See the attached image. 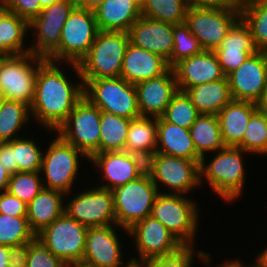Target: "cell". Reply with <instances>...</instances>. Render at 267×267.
Segmentation results:
<instances>
[{
  "mask_svg": "<svg viewBox=\"0 0 267 267\" xmlns=\"http://www.w3.org/2000/svg\"><path fill=\"white\" fill-rule=\"evenodd\" d=\"M258 49L253 43L248 25L240 17L230 28L220 46L214 50L225 76L236 70Z\"/></svg>",
  "mask_w": 267,
  "mask_h": 267,
  "instance_id": "603a6c76",
  "label": "cell"
},
{
  "mask_svg": "<svg viewBox=\"0 0 267 267\" xmlns=\"http://www.w3.org/2000/svg\"><path fill=\"white\" fill-rule=\"evenodd\" d=\"M76 7L75 0H58L45 7L40 14L29 23L30 52L47 59L58 47L62 28L69 14Z\"/></svg>",
  "mask_w": 267,
  "mask_h": 267,
  "instance_id": "9a60e30c",
  "label": "cell"
},
{
  "mask_svg": "<svg viewBox=\"0 0 267 267\" xmlns=\"http://www.w3.org/2000/svg\"><path fill=\"white\" fill-rule=\"evenodd\" d=\"M29 33V23L17 14L8 12L0 22V57L30 52V46H26Z\"/></svg>",
  "mask_w": 267,
  "mask_h": 267,
  "instance_id": "4dcf8cb0",
  "label": "cell"
},
{
  "mask_svg": "<svg viewBox=\"0 0 267 267\" xmlns=\"http://www.w3.org/2000/svg\"><path fill=\"white\" fill-rule=\"evenodd\" d=\"M196 245H182L175 252L160 257L146 258L140 261V267H195L196 255L201 263L206 267L212 263V254L203 249L197 250Z\"/></svg>",
  "mask_w": 267,
  "mask_h": 267,
  "instance_id": "e575fe53",
  "label": "cell"
},
{
  "mask_svg": "<svg viewBox=\"0 0 267 267\" xmlns=\"http://www.w3.org/2000/svg\"><path fill=\"white\" fill-rule=\"evenodd\" d=\"M192 196L158 193L151 216L159 220L183 245H197L200 206ZM196 244H195V243Z\"/></svg>",
  "mask_w": 267,
  "mask_h": 267,
  "instance_id": "277c9868",
  "label": "cell"
},
{
  "mask_svg": "<svg viewBox=\"0 0 267 267\" xmlns=\"http://www.w3.org/2000/svg\"><path fill=\"white\" fill-rule=\"evenodd\" d=\"M130 121L114 114L101 113L99 153L124 151Z\"/></svg>",
  "mask_w": 267,
  "mask_h": 267,
  "instance_id": "836d02e7",
  "label": "cell"
},
{
  "mask_svg": "<svg viewBox=\"0 0 267 267\" xmlns=\"http://www.w3.org/2000/svg\"><path fill=\"white\" fill-rule=\"evenodd\" d=\"M4 100H5V97L0 93V109H1V106Z\"/></svg>",
  "mask_w": 267,
  "mask_h": 267,
  "instance_id": "94428289",
  "label": "cell"
},
{
  "mask_svg": "<svg viewBox=\"0 0 267 267\" xmlns=\"http://www.w3.org/2000/svg\"><path fill=\"white\" fill-rule=\"evenodd\" d=\"M26 267H68L36 237L29 242Z\"/></svg>",
  "mask_w": 267,
  "mask_h": 267,
  "instance_id": "ee69618b",
  "label": "cell"
},
{
  "mask_svg": "<svg viewBox=\"0 0 267 267\" xmlns=\"http://www.w3.org/2000/svg\"><path fill=\"white\" fill-rule=\"evenodd\" d=\"M257 109L267 116V87L260 99L256 102Z\"/></svg>",
  "mask_w": 267,
  "mask_h": 267,
  "instance_id": "9f6ffc18",
  "label": "cell"
},
{
  "mask_svg": "<svg viewBox=\"0 0 267 267\" xmlns=\"http://www.w3.org/2000/svg\"><path fill=\"white\" fill-rule=\"evenodd\" d=\"M200 114L217 113L231 100L228 79L207 82L187 88L184 91Z\"/></svg>",
  "mask_w": 267,
  "mask_h": 267,
  "instance_id": "f1b7e54d",
  "label": "cell"
},
{
  "mask_svg": "<svg viewBox=\"0 0 267 267\" xmlns=\"http://www.w3.org/2000/svg\"><path fill=\"white\" fill-rule=\"evenodd\" d=\"M189 130L195 149L202 159H208V154L225 147L217 115L200 114Z\"/></svg>",
  "mask_w": 267,
  "mask_h": 267,
  "instance_id": "1f68e13d",
  "label": "cell"
},
{
  "mask_svg": "<svg viewBox=\"0 0 267 267\" xmlns=\"http://www.w3.org/2000/svg\"><path fill=\"white\" fill-rule=\"evenodd\" d=\"M9 12L17 14L30 23L36 18L42 8L39 0H6Z\"/></svg>",
  "mask_w": 267,
  "mask_h": 267,
  "instance_id": "f6af8a7d",
  "label": "cell"
},
{
  "mask_svg": "<svg viewBox=\"0 0 267 267\" xmlns=\"http://www.w3.org/2000/svg\"><path fill=\"white\" fill-rule=\"evenodd\" d=\"M52 141L44 147L41 176L44 188L61 191L65 194L73 192L81 169V158L89 160L72 144L65 142L54 132ZM80 168V170H79ZM79 170V171H78ZM74 186V187H73Z\"/></svg>",
  "mask_w": 267,
  "mask_h": 267,
  "instance_id": "5b68a950",
  "label": "cell"
},
{
  "mask_svg": "<svg viewBox=\"0 0 267 267\" xmlns=\"http://www.w3.org/2000/svg\"><path fill=\"white\" fill-rule=\"evenodd\" d=\"M104 0H75L76 7L94 11Z\"/></svg>",
  "mask_w": 267,
  "mask_h": 267,
  "instance_id": "816d5d0a",
  "label": "cell"
},
{
  "mask_svg": "<svg viewBox=\"0 0 267 267\" xmlns=\"http://www.w3.org/2000/svg\"><path fill=\"white\" fill-rule=\"evenodd\" d=\"M158 193L147 171L138 179L112 190L116 225L128 230L150 216Z\"/></svg>",
  "mask_w": 267,
  "mask_h": 267,
  "instance_id": "9c48e42d",
  "label": "cell"
},
{
  "mask_svg": "<svg viewBox=\"0 0 267 267\" xmlns=\"http://www.w3.org/2000/svg\"><path fill=\"white\" fill-rule=\"evenodd\" d=\"M9 12L6 0H0V22L3 17Z\"/></svg>",
  "mask_w": 267,
  "mask_h": 267,
  "instance_id": "6f0895ef",
  "label": "cell"
},
{
  "mask_svg": "<svg viewBox=\"0 0 267 267\" xmlns=\"http://www.w3.org/2000/svg\"><path fill=\"white\" fill-rule=\"evenodd\" d=\"M211 155L210 161L201 159L200 162L201 187L207 183L214 195L225 203L238 201L243 196L248 175L244 157L251 154L239 147L225 146Z\"/></svg>",
  "mask_w": 267,
  "mask_h": 267,
  "instance_id": "7a4b0ae2",
  "label": "cell"
},
{
  "mask_svg": "<svg viewBox=\"0 0 267 267\" xmlns=\"http://www.w3.org/2000/svg\"><path fill=\"white\" fill-rule=\"evenodd\" d=\"M11 174L0 163V193L8 190Z\"/></svg>",
  "mask_w": 267,
  "mask_h": 267,
  "instance_id": "f5cc1de1",
  "label": "cell"
},
{
  "mask_svg": "<svg viewBox=\"0 0 267 267\" xmlns=\"http://www.w3.org/2000/svg\"><path fill=\"white\" fill-rule=\"evenodd\" d=\"M200 162L155 152L146 161V171L159 193L188 196L200 190Z\"/></svg>",
  "mask_w": 267,
  "mask_h": 267,
  "instance_id": "8992f818",
  "label": "cell"
},
{
  "mask_svg": "<svg viewBox=\"0 0 267 267\" xmlns=\"http://www.w3.org/2000/svg\"><path fill=\"white\" fill-rule=\"evenodd\" d=\"M0 213L9 216H27V204L8 191L0 193Z\"/></svg>",
  "mask_w": 267,
  "mask_h": 267,
  "instance_id": "bcb514c9",
  "label": "cell"
},
{
  "mask_svg": "<svg viewBox=\"0 0 267 267\" xmlns=\"http://www.w3.org/2000/svg\"><path fill=\"white\" fill-rule=\"evenodd\" d=\"M29 255V243L9 247V267H26Z\"/></svg>",
  "mask_w": 267,
  "mask_h": 267,
  "instance_id": "681fc988",
  "label": "cell"
},
{
  "mask_svg": "<svg viewBox=\"0 0 267 267\" xmlns=\"http://www.w3.org/2000/svg\"><path fill=\"white\" fill-rule=\"evenodd\" d=\"M9 247L0 245V267H9Z\"/></svg>",
  "mask_w": 267,
  "mask_h": 267,
  "instance_id": "11a10c76",
  "label": "cell"
},
{
  "mask_svg": "<svg viewBox=\"0 0 267 267\" xmlns=\"http://www.w3.org/2000/svg\"><path fill=\"white\" fill-rule=\"evenodd\" d=\"M85 188L65 195V212L87 227L116 225L112 191L96 185Z\"/></svg>",
  "mask_w": 267,
  "mask_h": 267,
  "instance_id": "4fadbf2b",
  "label": "cell"
},
{
  "mask_svg": "<svg viewBox=\"0 0 267 267\" xmlns=\"http://www.w3.org/2000/svg\"><path fill=\"white\" fill-rule=\"evenodd\" d=\"M129 42L126 32L99 30L88 53L77 64L83 85L92 79L120 77Z\"/></svg>",
  "mask_w": 267,
  "mask_h": 267,
  "instance_id": "3957f363",
  "label": "cell"
},
{
  "mask_svg": "<svg viewBox=\"0 0 267 267\" xmlns=\"http://www.w3.org/2000/svg\"><path fill=\"white\" fill-rule=\"evenodd\" d=\"M239 18L240 12L230 9L189 5L184 22L203 50L214 51Z\"/></svg>",
  "mask_w": 267,
  "mask_h": 267,
  "instance_id": "5bb4252c",
  "label": "cell"
},
{
  "mask_svg": "<svg viewBox=\"0 0 267 267\" xmlns=\"http://www.w3.org/2000/svg\"><path fill=\"white\" fill-rule=\"evenodd\" d=\"M117 231H121L122 236L124 232L128 235V230L117 225L88 227L85 252L79 267H123L128 261L123 260V243Z\"/></svg>",
  "mask_w": 267,
  "mask_h": 267,
  "instance_id": "e0dca14e",
  "label": "cell"
},
{
  "mask_svg": "<svg viewBox=\"0 0 267 267\" xmlns=\"http://www.w3.org/2000/svg\"><path fill=\"white\" fill-rule=\"evenodd\" d=\"M246 0H189V5L198 7L225 8L241 13Z\"/></svg>",
  "mask_w": 267,
  "mask_h": 267,
  "instance_id": "7dc6e473",
  "label": "cell"
},
{
  "mask_svg": "<svg viewBox=\"0 0 267 267\" xmlns=\"http://www.w3.org/2000/svg\"><path fill=\"white\" fill-rule=\"evenodd\" d=\"M217 267H255L254 262H252L251 264H246L245 262H243L242 259H230L227 258V260H224V262H222L221 264L219 263L218 265H216Z\"/></svg>",
  "mask_w": 267,
  "mask_h": 267,
  "instance_id": "f907efd6",
  "label": "cell"
},
{
  "mask_svg": "<svg viewBox=\"0 0 267 267\" xmlns=\"http://www.w3.org/2000/svg\"><path fill=\"white\" fill-rule=\"evenodd\" d=\"M169 68L167 60L162 56L129 42L123 58L120 77L129 83L136 84L160 76Z\"/></svg>",
  "mask_w": 267,
  "mask_h": 267,
  "instance_id": "cb8c5ba5",
  "label": "cell"
},
{
  "mask_svg": "<svg viewBox=\"0 0 267 267\" xmlns=\"http://www.w3.org/2000/svg\"><path fill=\"white\" fill-rule=\"evenodd\" d=\"M84 96L102 112L127 119L141 116L135 84L122 77L92 79L84 86Z\"/></svg>",
  "mask_w": 267,
  "mask_h": 267,
  "instance_id": "30bf717a",
  "label": "cell"
},
{
  "mask_svg": "<svg viewBox=\"0 0 267 267\" xmlns=\"http://www.w3.org/2000/svg\"><path fill=\"white\" fill-rule=\"evenodd\" d=\"M123 267H140V261L129 259L128 262L124 264Z\"/></svg>",
  "mask_w": 267,
  "mask_h": 267,
  "instance_id": "91938a15",
  "label": "cell"
},
{
  "mask_svg": "<svg viewBox=\"0 0 267 267\" xmlns=\"http://www.w3.org/2000/svg\"><path fill=\"white\" fill-rule=\"evenodd\" d=\"M65 195L58 190L43 188L27 204V221L35 235L65 212Z\"/></svg>",
  "mask_w": 267,
  "mask_h": 267,
  "instance_id": "4316f807",
  "label": "cell"
},
{
  "mask_svg": "<svg viewBox=\"0 0 267 267\" xmlns=\"http://www.w3.org/2000/svg\"><path fill=\"white\" fill-rule=\"evenodd\" d=\"M33 122L30 106L5 99L0 109V142H10L26 133L24 126Z\"/></svg>",
  "mask_w": 267,
  "mask_h": 267,
  "instance_id": "d6a6232c",
  "label": "cell"
},
{
  "mask_svg": "<svg viewBox=\"0 0 267 267\" xmlns=\"http://www.w3.org/2000/svg\"><path fill=\"white\" fill-rule=\"evenodd\" d=\"M138 108L142 117L159 118L178 92L173 68L164 74L135 84Z\"/></svg>",
  "mask_w": 267,
  "mask_h": 267,
  "instance_id": "ffe728a7",
  "label": "cell"
},
{
  "mask_svg": "<svg viewBox=\"0 0 267 267\" xmlns=\"http://www.w3.org/2000/svg\"><path fill=\"white\" fill-rule=\"evenodd\" d=\"M98 31L94 11L75 7L63 25L59 47L47 60L78 64L88 53Z\"/></svg>",
  "mask_w": 267,
  "mask_h": 267,
  "instance_id": "ba28073f",
  "label": "cell"
},
{
  "mask_svg": "<svg viewBox=\"0 0 267 267\" xmlns=\"http://www.w3.org/2000/svg\"><path fill=\"white\" fill-rule=\"evenodd\" d=\"M139 5H143V3L145 2V0H135Z\"/></svg>",
  "mask_w": 267,
  "mask_h": 267,
  "instance_id": "6125c7cd",
  "label": "cell"
},
{
  "mask_svg": "<svg viewBox=\"0 0 267 267\" xmlns=\"http://www.w3.org/2000/svg\"><path fill=\"white\" fill-rule=\"evenodd\" d=\"M226 77L233 100L256 103L267 87V52L256 51Z\"/></svg>",
  "mask_w": 267,
  "mask_h": 267,
  "instance_id": "d6986e66",
  "label": "cell"
},
{
  "mask_svg": "<svg viewBox=\"0 0 267 267\" xmlns=\"http://www.w3.org/2000/svg\"><path fill=\"white\" fill-rule=\"evenodd\" d=\"M262 251L257 252L256 258L254 260L255 267H267V245L265 248L261 249Z\"/></svg>",
  "mask_w": 267,
  "mask_h": 267,
  "instance_id": "db71d44e",
  "label": "cell"
},
{
  "mask_svg": "<svg viewBox=\"0 0 267 267\" xmlns=\"http://www.w3.org/2000/svg\"><path fill=\"white\" fill-rule=\"evenodd\" d=\"M157 153L169 156L201 161L197 153L190 130L157 118Z\"/></svg>",
  "mask_w": 267,
  "mask_h": 267,
  "instance_id": "484cf974",
  "label": "cell"
},
{
  "mask_svg": "<svg viewBox=\"0 0 267 267\" xmlns=\"http://www.w3.org/2000/svg\"><path fill=\"white\" fill-rule=\"evenodd\" d=\"M94 13L100 31L126 33L142 16L141 5L135 0H104Z\"/></svg>",
  "mask_w": 267,
  "mask_h": 267,
  "instance_id": "d4e9b609",
  "label": "cell"
},
{
  "mask_svg": "<svg viewBox=\"0 0 267 267\" xmlns=\"http://www.w3.org/2000/svg\"><path fill=\"white\" fill-rule=\"evenodd\" d=\"M128 236L137 257L129 259L141 261L146 258L160 257L175 252L183 244L157 219L151 215L140 220L128 229ZM132 238V239H131Z\"/></svg>",
  "mask_w": 267,
  "mask_h": 267,
  "instance_id": "ac0fdd59",
  "label": "cell"
},
{
  "mask_svg": "<svg viewBox=\"0 0 267 267\" xmlns=\"http://www.w3.org/2000/svg\"><path fill=\"white\" fill-rule=\"evenodd\" d=\"M58 0H39L41 8L51 6L53 3H56Z\"/></svg>",
  "mask_w": 267,
  "mask_h": 267,
  "instance_id": "680465c9",
  "label": "cell"
},
{
  "mask_svg": "<svg viewBox=\"0 0 267 267\" xmlns=\"http://www.w3.org/2000/svg\"><path fill=\"white\" fill-rule=\"evenodd\" d=\"M27 135L14 139V164L18 172H41L44 148Z\"/></svg>",
  "mask_w": 267,
  "mask_h": 267,
  "instance_id": "f35d334b",
  "label": "cell"
},
{
  "mask_svg": "<svg viewBox=\"0 0 267 267\" xmlns=\"http://www.w3.org/2000/svg\"><path fill=\"white\" fill-rule=\"evenodd\" d=\"M256 110L254 102L232 99L217 113L225 146L236 147L243 140L250 117Z\"/></svg>",
  "mask_w": 267,
  "mask_h": 267,
  "instance_id": "83f0119b",
  "label": "cell"
},
{
  "mask_svg": "<svg viewBox=\"0 0 267 267\" xmlns=\"http://www.w3.org/2000/svg\"><path fill=\"white\" fill-rule=\"evenodd\" d=\"M35 237L26 216L16 217L0 213V245L12 247L27 244Z\"/></svg>",
  "mask_w": 267,
  "mask_h": 267,
  "instance_id": "ab89813d",
  "label": "cell"
},
{
  "mask_svg": "<svg viewBox=\"0 0 267 267\" xmlns=\"http://www.w3.org/2000/svg\"><path fill=\"white\" fill-rule=\"evenodd\" d=\"M259 157L267 156V116L258 109L251 115L243 140L236 146Z\"/></svg>",
  "mask_w": 267,
  "mask_h": 267,
  "instance_id": "74e56055",
  "label": "cell"
},
{
  "mask_svg": "<svg viewBox=\"0 0 267 267\" xmlns=\"http://www.w3.org/2000/svg\"><path fill=\"white\" fill-rule=\"evenodd\" d=\"M46 60L31 52L0 57V93L7 100L31 106L37 72Z\"/></svg>",
  "mask_w": 267,
  "mask_h": 267,
  "instance_id": "52a82bcc",
  "label": "cell"
},
{
  "mask_svg": "<svg viewBox=\"0 0 267 267\" xmlns=\"http://www.w3.org/2000/svg\"><path fill=\"white\" fill-rule=\"evenodd\" d=\"M87 162L101 173L98 177L101 184L97 183L96 186L110 191L138 179L146 172V160L126 151L97 153Z\"/></svg>",
  "mask_w": 267,
  "mask_h": 267,
  "instance_id": "2e32d148",
  "label": "cell"
},
{
  "mask_svg": "<svg viewBox=\"0 0 267 267\" xmlns=\"http://www.w3.org/2000/svg\"><path fill=\"white\" fill-rule=\"evenodd\" d=\"M157 118L131 119L124 151L139 155L146 161L156 152Z\"/></svg>",
  "mask_w": 267,
  "mask_h": 267,
  "instance_id": "f546056e",
  "label": "cell"
},
{
  "mask_svg": "<svg viewBox=\"0 0 267 267\" xmlns=\"http://www.w3.org/2000/svg\"><path fill=\"white\" fill-rule=\"evenodd\" d=\"M189 0H145L142 16L170 24L184 23Z\"/></svg>",
  "mask_w": 267,
  "mask_h": 267,
  "instance_id": "8d00e7d4",
  "label": "cell"
},
{
  "mask_svg": "<svg viewBox=\"0 0 267 267\" xmlns=\"http://www.w3.org/2000/svg\"><path fill=\"white\" fill-rule=\"evenodd\" d=\"M43 188L44 184L40 172L24 171L10 176L7 191L28 204Z\"/></svg>",
  "mask_w": 267,
  "mask_h": 267,
  "instance_id": "7bdbcfd3",
  "label": "cell"
},
{
  "mask_svg": "<svg viewBox=\"0 0 267 267\" xmlns=\"http://www.w3.org/2000/svg\"><path fill=\"white\" fill-rule=\"evenodd\" d=\"M71 69L72 76H76L77 80L75 77L72 80L71 74L66 73ZM83 96L84 85L77 64L46 60L37 72L34 100L30 106L31 117L36 126L53 135Z\"/></svg>",
  "mask_w": 267,
  "mask_h": 267,
  "instance_id": "6da1fadb",
  "label": "cell"
},
{
  "mask_svg": "<svg viewBox=\"0 0 267 267\" xmlns=\"http://www.w3.org/2000/svg\"><path fill=\"white\" fill-rule=\"evenodd\" d=\"M129 41L167 61L173 51V24L141 16L129 31Z\"/></svg>",
  "mask_w": 267,
  "mask_h": 267,
  "instance_id": "44dd1931",
  "label": "cell"
},
{
  "mask_svg": "<svg viewBox=\"0 0 267 267\" xmlns=\"http://www.w3.org/2000/svg\"><path fill=\"white\" fill-rule=\"evenodd\" d=\"M173 43V51L167 61L170 68H173L181 60L203 51L198 39L185 22L173 25Z\"/></svg>",
  "mask_w": 267,
  "mask_h": 267,
  "instance_id": "b9f144b4",
  "label": "cell"
},
{
  "mask_svg": "<svg viewBox=\"0 0 267 267\" xmlns=\"http://www.w3.org/2000/svg\"><path fill=\"white\" fill-rule=\"evenodd\" d=\"M200 115L185 92L178 91L171 99L161 118L182 128L190 129Z\"/></svg>",
  "mask_w": 267,
  "mask_h": 267,
  "instance_id": "60d3db41",
  "label": "cell"
},
{
  "mask_svg": "<svg viewBox=\"0 0 267 267\" xmlns=\"http://www.w3.org/2000/svg\"><path fill=\"white\" fill-rule=\"evenodd\" d=\"M240 17L248 25L255 47L267 52V0H246Z\"/></svg>",
  "mask_w": 267,
  "mask_h": 267,
  "instance_id": "d590c367",
  "label": "cell"
},
{
  "mask_svg": "<svg viewBox=\"0 0 267 267\" xmlns=\"http://www.w3.org/2000/svg\"><path fill=\"white\" fill-rule=\"evenodd\" d=\"M0 163L11 175L18 172L14 164V140L0 142Z\"/></svg>",
  "mask_w": 267,
  "mask_h": 267,
  "instance_id": "c3c4849f",
  "label": "cell"
},
{
  "mask_svg": "<svg viewBox=\"0 0 267 267\" xmlns=\"http://www.w3.org/2000/svg\"><path fill=\"white\" fill-rule=\"evenodd\" d=\"M175 72L178 91L225 77L214 51L203 50L177 63Z\"/></svg>",
  "mask_w": 267,
  "mask_h": 267,
  "instance_id": "7402d4cb",
  "label": "cell"
},
{
  "mask_svg": "<svg viewBox=\"0 0 267 267\" xmlns=\"http://www.w3.org/2000/svg\"><path fill=\"white\" fill-rule=\"evenodd\" d=\"M101 113L83 96L55 133L90 159L99 153Z\"/></svg>",
  "mask_w": 267,
  "mask_h": 267,
  "instance_id": "7c38bea8",
  "label": "cell"
},
{
  "mask_svg": "<svg viewBox=\"0 0 267 267\" xmlns=\"http://www.w3.org/2000/svg\"><path fill=\"white\" fill-rule=\"evenodd\" d=\"M87 229L64 212L36 238L68 267H79L85 252Z\"/></svg>",
  "mask_w": 267,
  "mask_h": 267,
  "instance_id": "8fae6325",
  "label": "cell"
}]
</instances>
